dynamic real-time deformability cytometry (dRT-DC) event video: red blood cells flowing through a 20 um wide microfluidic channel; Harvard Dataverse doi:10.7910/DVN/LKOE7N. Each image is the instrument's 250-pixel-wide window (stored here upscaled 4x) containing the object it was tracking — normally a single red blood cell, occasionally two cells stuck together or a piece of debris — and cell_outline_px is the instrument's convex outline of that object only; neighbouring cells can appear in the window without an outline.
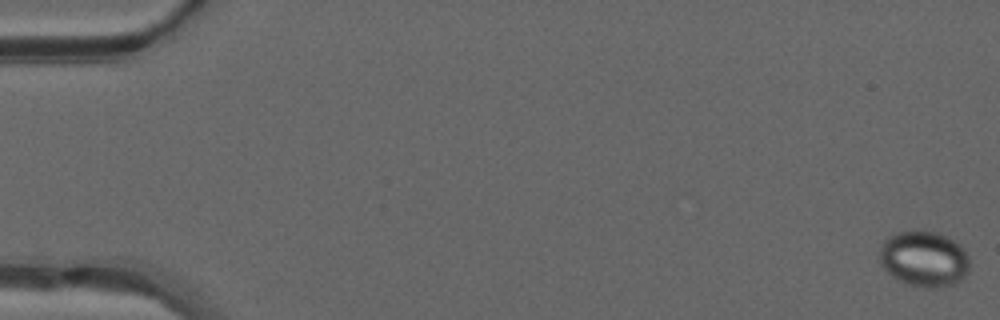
{"species": "common noctule bat (a hibernating species)", "species_latin": "Nyctalus noctula", "temperature_condition": "warm", "stored_images_in_passage": 50, "camera_frame_rate_fps": 3000, "um_per_image_px": 0.085, "animal": {"sex": "male", "forearm_length_mm": 52.5}, "frame": {"image": 1, "passage_image": 1, "time_ms": 0.0, "image_size_px": [1000, 320], "cell_outline_px": [[968, 272], [956, 284], [932, 288], [928, 288], [908, 284], [892, 276], [880, 264], [880, 248], [884, 240], [896, 232], [912, 228], [916, 228], [940, 232], [948, 236], [960, 244], [964, 248], [968, 256]], "centroid_in_image_um": [78.55, 21.95], "position_along_channel_um": 6.5, "area_um2": 29.82}}
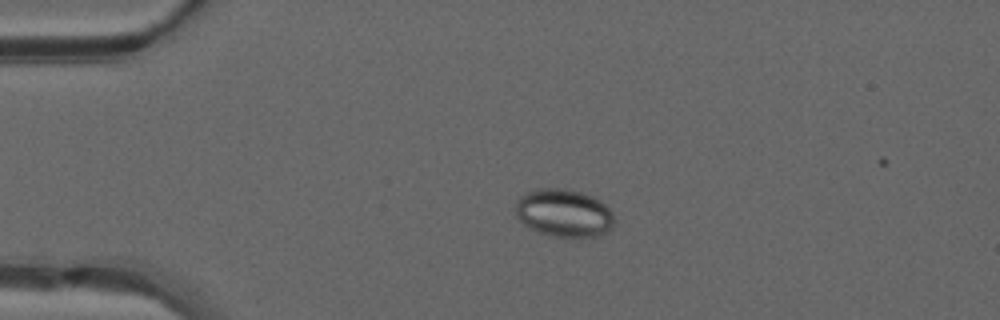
{"frame": {"image": 2, "passage_image": 12, "time_ms": 3.667, "image_size_px": [1000, 320], "cell_outline_px": [[612, 228], [608, 232], [596, 236], [552, 236], [536, 232], [528, 228], [516, 216], [516, 200], [524, 192], [540, 188], [556, 188], [580, 192], [592, 196], [600, 200], [612, 212]], "centroid_in_image_um": [47.89, 18.1], "position_along_channel_um": 37.1, "area_um2": 27.46}}
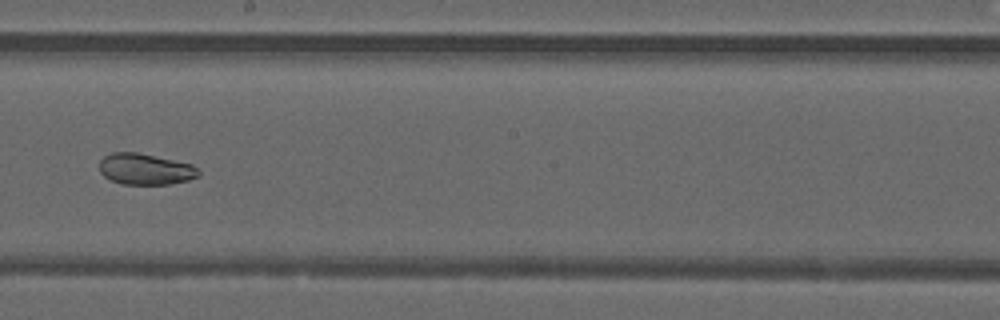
{"frame": {"image": 3, "passage_image": 29, "time_ms": 9.333, "image_size_px": [1000, 320], "cell_outline_px": [[200, 176], [188, 180], [168, 184], [120, 184], [104, 176], [100, 172], [100, 160], [104, 156], [112, 152], [136, 152], [192, 164], [200, 172]], "centroid_in_image_um": [12.34, 14.38], "position_along_channel_um": 235.9, "area_um2": 17.92}, "authors_computed_cell_mechanics": {"area_um2": 23.9292, "velocity_mm_per_s": 4.2072, "shape_relaxation_time_tau1_ms": null, "shape_relaxation_time_tau2_ms": 1.796, "deformation_change_tau1": null, "deformation_change_tau2": 0.0516}}